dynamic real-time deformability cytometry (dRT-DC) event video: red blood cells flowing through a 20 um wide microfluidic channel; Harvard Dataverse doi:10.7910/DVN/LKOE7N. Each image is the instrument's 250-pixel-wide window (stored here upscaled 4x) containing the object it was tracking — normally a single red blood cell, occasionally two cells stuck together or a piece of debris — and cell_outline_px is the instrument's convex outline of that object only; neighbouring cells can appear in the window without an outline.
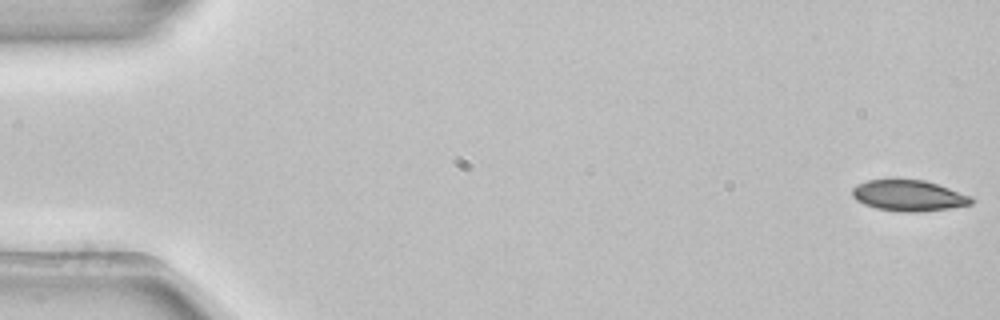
{"species": "common noctule bat (a hibernating species)", "species_latin": "Nyctalus noctula", "temperature_condition": "room temperature", "stored_images_in_passage": 4, "camera_frame_rate_fps": 3000, "um_per_image_px": 0.085, "animal": {"sex": "female", "body_mass_g": 22.7, "forearm_length_mm": 54.2}, "frame": {"image": 1, "passage_image": 1, "time_ms": 0.0, "image_size_px": [1000, 320], "cell_outline_px": [[972, 204], [948, 208], [920, 212], [900, 212], [876, 208], [864, 204], [856, 200], [852, 196], [852, 188], [856, 184], [868, 180], [924, 180], [972, 196]], "centroid_in_image_um": [77.2, 16.63], "position_along_channel_um": 7.8, "area_um2": 21.33}}
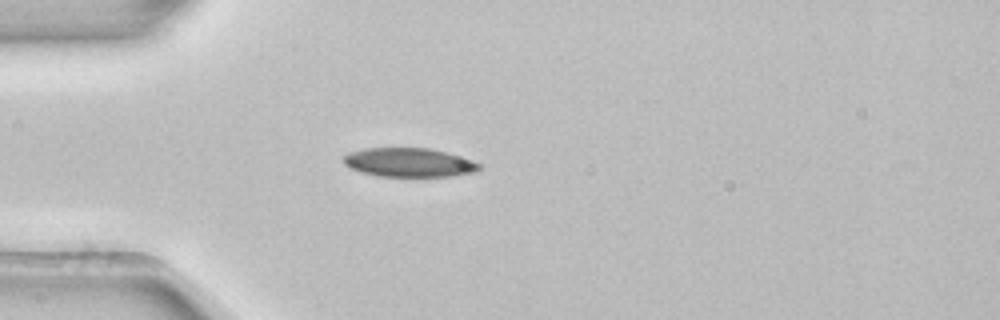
{"frame": {"image": 2, "passage_image": 4, "time_ms": 1.0, "image_size_px": [1000, 320], "cell_outline_px": [[480, 168], [472, 172], [452, 176], [376, 176], [360, 172], [348, 168], [344, 164], [344, 156], [348, 152], [364, 148], [428, 148], [444, 152], [472, 160], [480, 164]], "centroid_in_image_um": [34.69, 13.81], "position_along_channel_um": 50.3, "area_um2": 22.77}}